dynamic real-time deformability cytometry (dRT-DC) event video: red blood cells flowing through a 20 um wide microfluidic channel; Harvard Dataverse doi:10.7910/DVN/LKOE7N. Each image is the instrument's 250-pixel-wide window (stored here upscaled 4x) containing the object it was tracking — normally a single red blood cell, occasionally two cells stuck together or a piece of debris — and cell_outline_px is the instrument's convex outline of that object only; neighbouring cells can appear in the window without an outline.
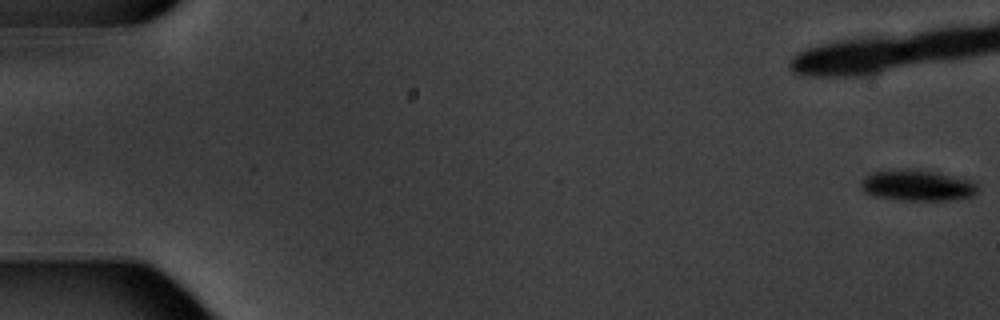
{"species": "common noctule bat (a hibernating species)", "species_latin": "Nyctalus noctula", "temperature_condition": "warm", "stored_images_in_passage": 9, "camera_frame_rate_fps": 3000, "um_per_image_px": 0.085, "animal": {"sex": "male", "body_mass_g": 20.1, "forearm_length_mm": 53.5}, "frame": {"image": 1, "passage_image": 1, "time_ms": 0.0, "image_size_px": [1000, 320], "cell_outline_px": [[980, 192], [976, 196], [960, 200], [900, 200], [876, 196], [864, 192], [860, 184], [860, 180], [864, 176], [872, 172], [888, 168], [916, 168], [936, 172], [972, 180], [980, 188]], "centroid_in_image_um": [78.01, 15.74], "position_along_channel_um": 7.0, "area_um2": 21.96}}